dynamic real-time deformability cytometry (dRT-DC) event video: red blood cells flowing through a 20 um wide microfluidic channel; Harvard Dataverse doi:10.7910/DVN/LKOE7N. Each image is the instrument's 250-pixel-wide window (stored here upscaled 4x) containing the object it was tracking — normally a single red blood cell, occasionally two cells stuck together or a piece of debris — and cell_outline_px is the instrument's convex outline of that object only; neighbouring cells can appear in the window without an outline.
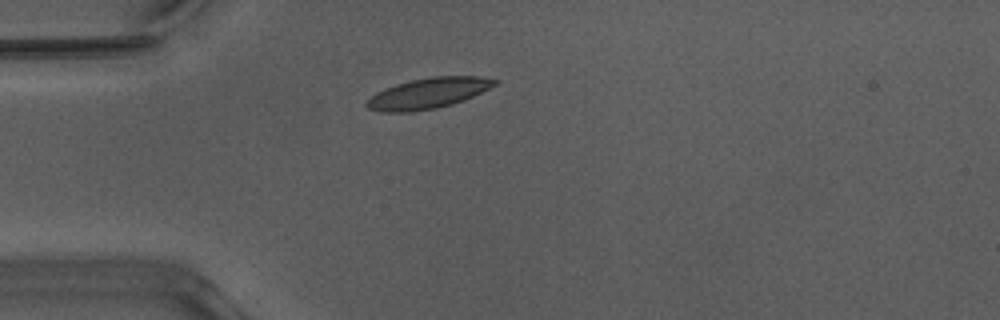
{"species": "Egyptian fruit bat (a non-hibernating species)", "species_latin": "Rousettus aegyptiacus", "temperature_condition": "warm", "stored_images_in_passage": 39, "camera_frame_rate_fps": 3000, "um_per_image_px": 0.085, "animal": {"sex": "male"}, "frame": {"image": 1, "passage_image": 1, "time_ms": 0.0, "image_size_px": [1000, 320], "cell_outline_px": [[492, 84], [468, 96], [444, 104], [428, 108], [376, 108], [376, 96], [380, 92], [404, 84], [420, 80], [448, 76], [464, 76], [492, 80]], "centroid_in_image_um": [36.58, 7.84], "position_along_channel_um": 48.4, "area_um2": 17.98}}
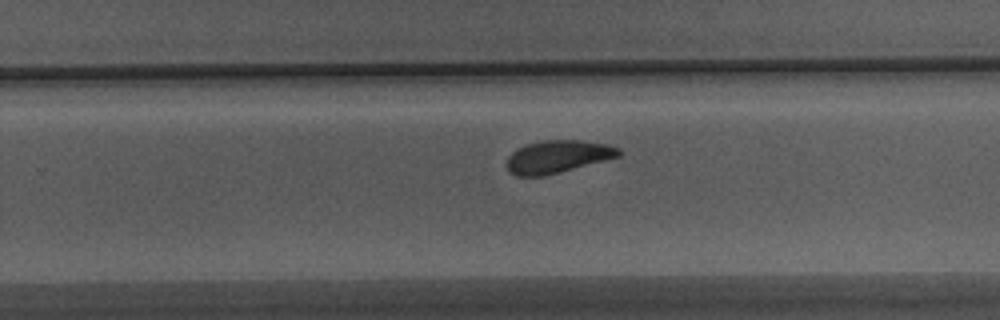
{"frame": {"image": 2, "passage_image": 20, "time_ms": 6.333, "image_size_px": [1000, 320], "cell_outline_px": [[620, 152], [616, 156], [552, 172], [512, 172], [508, 168], [508, 160], [516, 152], [524, 148], [536, 144], [592, 144], [612, 148]], "centroid_in_image_um": [47.37, 13.34], "position_along_channel_um": 282.4, "area_um2": 16.53}}
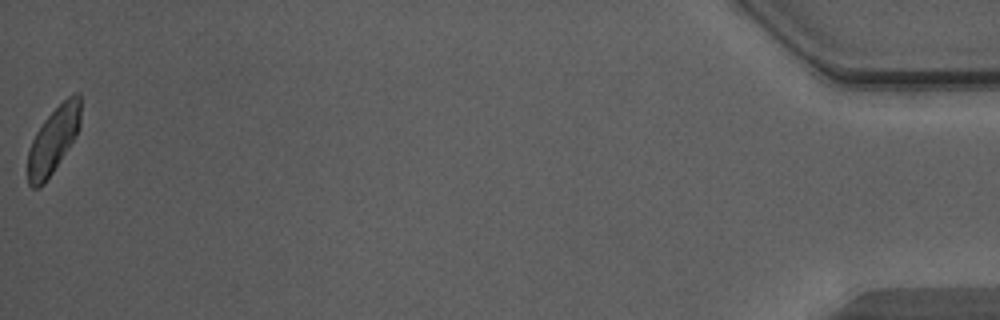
{"frame": {"image": 3, "passage_image": 39, "time_ms": 12.667, "image_size_px": [1000, 320], "cell_outline_px": [[80, 108], [76, 132], [48, 176], [40, 184], [36, 184], [28, 180], [28, 156], [32, 144], [36, 136], [44, 124], [56, 108], [60, 104], [80, 100]], "centroid_in_image_um": [4.47, 11.98], "position_along_channel_um": 430.7, "area_um2": 17.11}, "authors_computed_cell_mechanics": {"area_um2": 17.2822, "velocity_mm_per_s": 3.9392, "shape_relaxation_time_tau1_ms": null, "shape_relaxation_time_tau2_ms": 3.576, "deformation_change_tau1": null, "deformation_change_tau2": 0.1028}}